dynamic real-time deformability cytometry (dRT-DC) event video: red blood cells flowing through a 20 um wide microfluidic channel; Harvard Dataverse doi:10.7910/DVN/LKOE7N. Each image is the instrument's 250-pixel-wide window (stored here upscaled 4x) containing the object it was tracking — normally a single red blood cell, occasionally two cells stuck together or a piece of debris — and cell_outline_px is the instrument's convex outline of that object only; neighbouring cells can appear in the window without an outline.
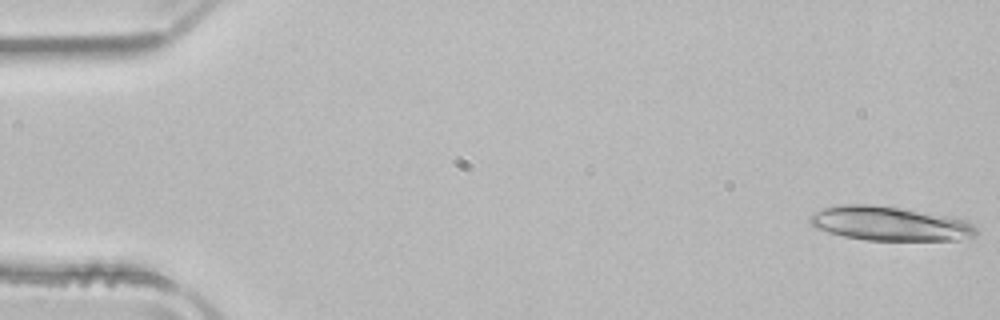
{"species": "common noctule bat (a hibernating species)", "species_latin": "Nyctalus noctula", "temperature_condition": "room temperature", "stored_images_in_passage": 38, "segment_of_instrument_passage": [1, 2], "camera_frame_rate_fps": 3000, "um_per_image_px": 0.085, "animal": {"sex": "male", "body_mass_g": 21.5, "forearm_length_mm": 52.0}, "frame": {"image": 1, "passage_image": 1, "time_ms": 0.0, "image_size_px": [1000, 320], "cell_outline_px": [[976, 236], [956, 240], [864, 240], [844, 236], [828, 232], [816, 228], [808, 220], [808, 216], [812, 212], [824, 208], [840, 204], [868, 204], [900, 208], [952, 216], [968, 220], [976, 228]], "centroid_in_image_um": [75.63, 19.0], "position_along_channel_um": 9.4, "area_um2": 33.35}}
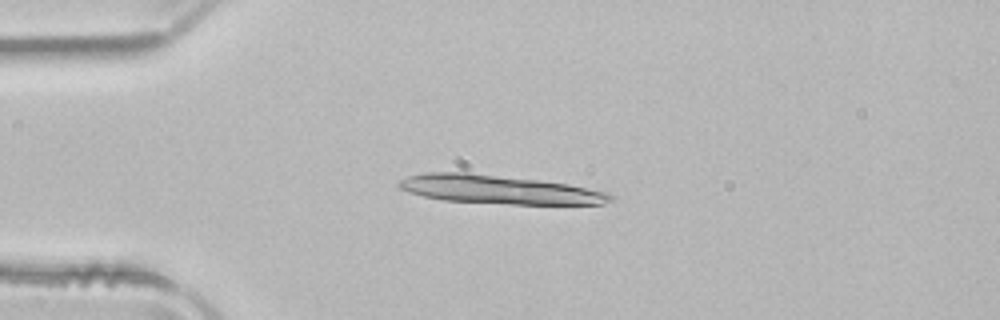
{"frame": {"image": 2, "passage_image": 12, "time_ms": 3.667, "image_size_px": [1000, 320], "cell_outline_px": [[616, 196], [612, 200], [604, 204], [512, 204], [444, 200], [424, 196], [400, 188], [396, 184], [396, 180], [408, 176], [424, 172], [464, 172], [536, 180], [568, 184], [608, 192]], "centroid_in_image_um": [42.43, 16.11], "position_along_channel_um": 42.6, "area_um2": 35.08}}